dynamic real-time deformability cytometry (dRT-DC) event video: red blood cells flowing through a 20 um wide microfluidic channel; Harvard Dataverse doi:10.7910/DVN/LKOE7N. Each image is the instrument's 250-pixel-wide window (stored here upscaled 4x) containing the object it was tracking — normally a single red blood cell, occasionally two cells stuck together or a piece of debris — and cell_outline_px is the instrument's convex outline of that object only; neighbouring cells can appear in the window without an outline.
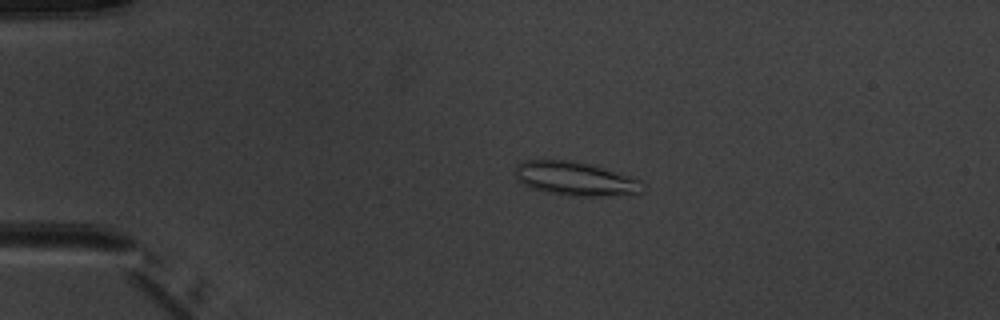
{"species": "common noctule bat (a hibernating species)", "species_latin": "Nyctalus noctula", "temperature_condition": "warm", "stored_images_in_passage": 4, "camera_frame_rate_fps": 3000, "um_per_image_px": 0.085, "animal": {"sex": "male", "body_mass_g": 20.1, "forearm_length_mm": 53.5}, "frame": {"image": 1, "passage_image": 3, "time_ms": 2.333, "image_size_px": [1000, 320], "cell_outline_px": [[644, 192], [604, 196], [568, 196], [544, 192], [520, 184], [516, 180], [516, 164], [520, 160], [568, 160], [588, 164], [628, 176], [640, 180], [644, 184]], "centroid_in_image_um": [48.83, 15.2], "position_along_channel_um": 36.2, "area_um2": 25.14}}